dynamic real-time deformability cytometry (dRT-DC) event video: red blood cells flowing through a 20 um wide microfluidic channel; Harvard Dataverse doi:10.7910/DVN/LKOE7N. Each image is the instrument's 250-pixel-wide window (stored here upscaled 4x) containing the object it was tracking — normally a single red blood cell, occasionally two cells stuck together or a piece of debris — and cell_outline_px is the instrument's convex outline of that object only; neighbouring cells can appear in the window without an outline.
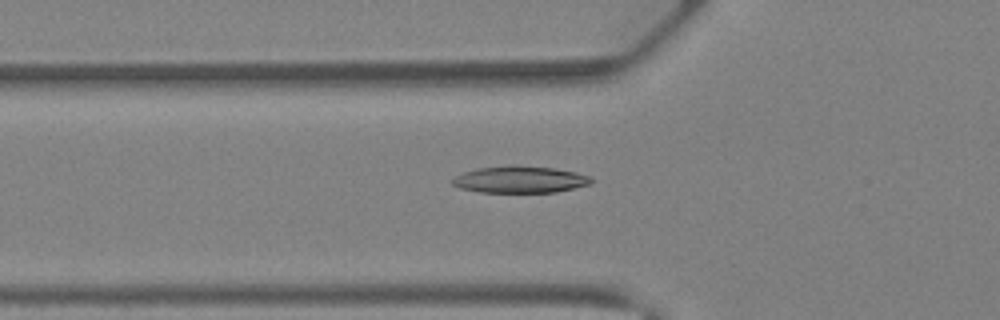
{"species": "Egyptian fruit bat (a non-hibernating species)", "species_latin": "Rousettus aegyptiacus", "temperature_condition": "warm", "stored_images_in_passage": 31, "camera_frame_rate_fps": 3000, "um_per_image_px": 0.085, "animal": {"sex": "female"}, "frame": {"image": 1, "passage_image": 5, "time_ms": 1.333, "image_size_px": [1000, 320], "cell_outline_px": [[592, 184], [556, 192], [480, 192], [460, 188], [452, 184], [452, 180], [456, 176], [464, 172], [476, 168], [552, 168], [576, 172], [592, 176]], "centroid_in_image_um": [44.25, 15.3], "position_along_channel_um": 81.6, "area_um2": 20.75}}
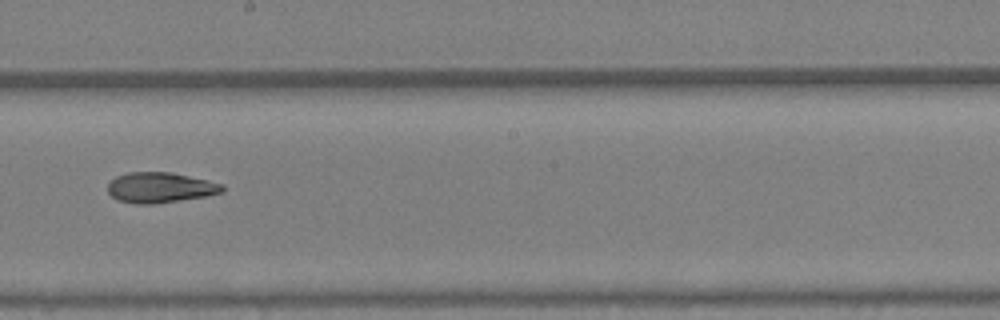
{"frame": {"image": 2, "passage_image": 14, "time_ms": 4.333, "image_size_px": [1000, 320], "cell_outline_px": [[224, 192], [204, 196], [180, 200], [152, 204], [136, 204], [116, 200], [108, 192], [108, 184], [116, 176], [128, 172], [172, 172], [208, 180], [224, 184]], "centroid_in_image_um": [13.61, 15.94], "position_along_channel_um": 234.6, "area_um2": 20.35}}
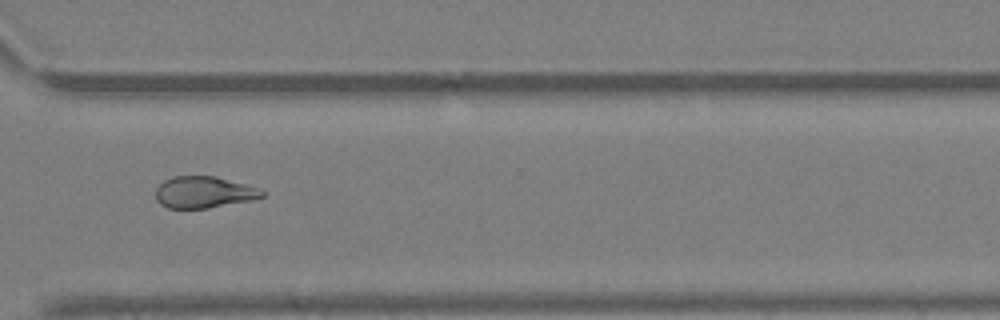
{"frame": {"image": 3, "passage_image": 21, "time_ms": 6.667, "image_size_px": [1000, 320], "cell_outline_px": [[268, 192], [264, 196], [252, 200], [208, 208], [168, 208], [160, 204], [156, 200], [156, 188], [164, 180], [172, 176], [216, 176], [244, 184]], "centroid_in_image_um": [17.32, 16.34], "position_along_channel_um": 353.3, "area_um2": 19.59}}